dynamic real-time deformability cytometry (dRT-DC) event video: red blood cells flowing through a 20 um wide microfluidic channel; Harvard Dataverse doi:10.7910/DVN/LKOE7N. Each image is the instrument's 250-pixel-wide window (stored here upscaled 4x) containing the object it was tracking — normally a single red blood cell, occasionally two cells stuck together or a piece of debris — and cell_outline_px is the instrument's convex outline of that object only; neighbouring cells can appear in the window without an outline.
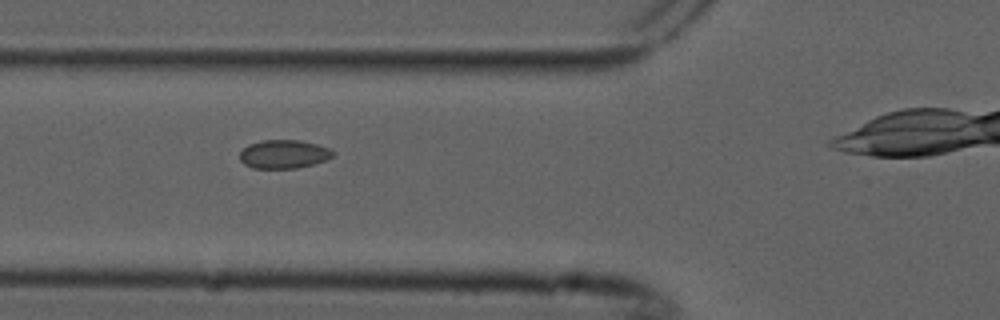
{"species": "common noctule bat (a hibernating species)", "species_latin": "Nyctalus noctula", "temperature_condition": "cold", "stored_images_in_passage": 9, "camera_frame_rate_fps": 3000, "um_per_image_px": 0.085, "animal": {"sex": "male", "forearm_length_mm": 52.5}, "frame": {"image": 1, "passage_image": 3, "time_ms": 0.667, "image_size_px": [1000, 320], "cell_outline_px": [[332, 156], [328, 160], [296, 168], [252, 168], [244, 164], [240, 160], [240, 152], [248, 144], [264, 140], [300, 140], [316, 144], [328, 148], [332, 152]], "centroid_in_image_um": [24.09, 13.1], "position_along_channel_um": 101.7, "area_um2": 15.37}}
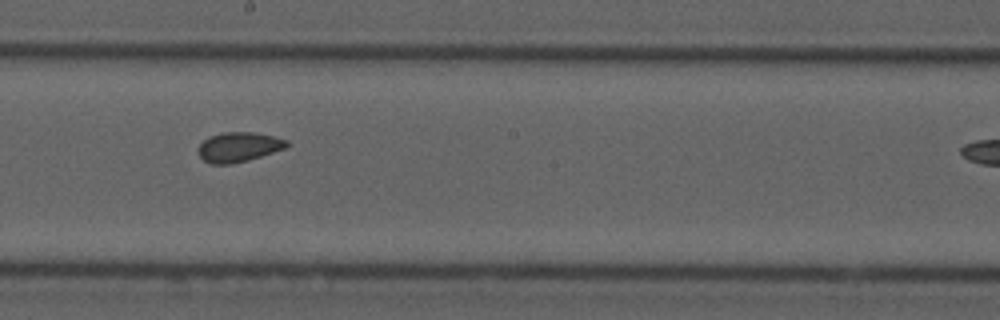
{"frame": {"image": 2, "passage_image": 6, "time_ms": 1.667, "image_size_px": [1000, 320], "cell_outline_px": [[288, 144], [284, 148], [248, 160], [232, 164], [212, 164], [204, 160], [200, 156], [196, 148], [204, 140], [212, 136], [224, 132], [256, 132], [288, 140]], "centroid_in_image_um": [20.26, 12.49], "position_along_channel_um": 227.9, "area_um2": 15.14}}
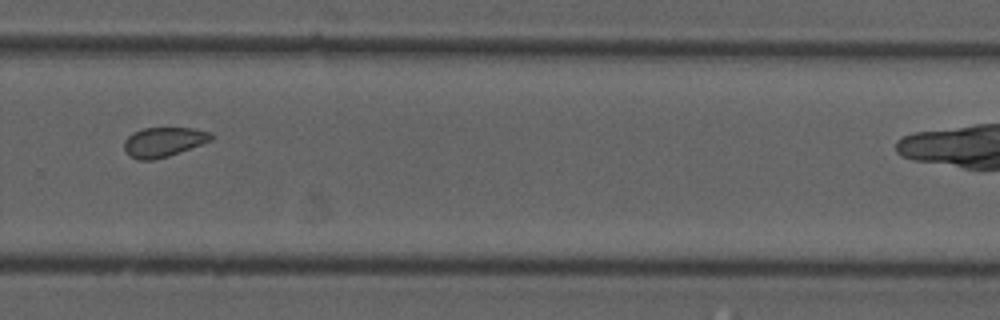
{"frame": {"image": 3, "passage_image": 8, "time_ms": 2.333, "image_size_px": [1000, 320], "cell_outline_px": [[212, 140], [180, 152], [168, 156], [152, 160], [136, 160], [128, 156], [124, 148], [124, 140], [132, 132], [144, 128], [192, 128], [208, 132], [212, 136]], "centroid_in_image_um": [13.84, 12.08], "position_along_channel_um": 316.0, "area_um2": 14.97}}